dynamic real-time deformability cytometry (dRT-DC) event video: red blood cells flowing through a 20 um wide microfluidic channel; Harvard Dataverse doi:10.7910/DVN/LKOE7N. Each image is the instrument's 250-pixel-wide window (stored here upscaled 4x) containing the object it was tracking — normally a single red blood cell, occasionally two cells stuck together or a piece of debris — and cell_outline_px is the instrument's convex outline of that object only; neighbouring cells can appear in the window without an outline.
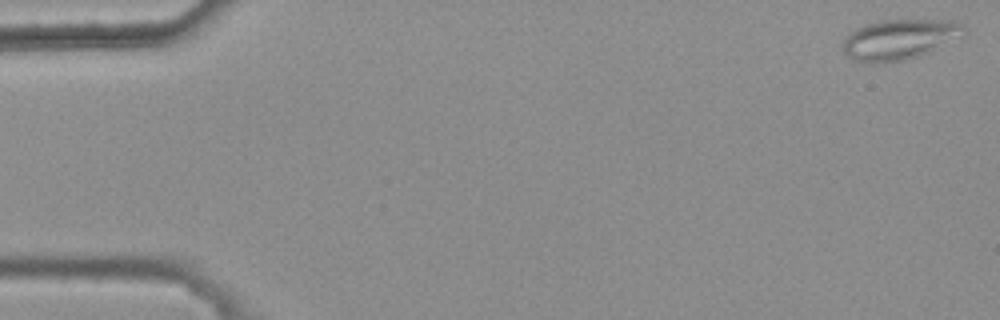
{"species": "common noctule bat (a hibernating species)", "species_latin": "Nyctalus noctula", "temperature_condition": "warm", "stored_images_in_passage": 5, "camera_frame_rate_fps": 3000, "um_per_image_px": 0.085, "animal": {"sex": "female", "body_mass_g": 25.1}, "frame": {"image": 1, "passage_image": 1, "time_ms": 0.0, "image_size_px": [1000, 320], "cell_outline_px": [[968, 32], [920, 56], [904, 60], [880, 64], [876, 64], [852, 60], [844, 52], [840, 44], [848, 32], [856, 28], [880, 20], [952, 20], [964, 24]], "centroid_in_image_um": [76.4, 3.35], "position_along_channel_um": 8.6, "area_um2": 28.73}}